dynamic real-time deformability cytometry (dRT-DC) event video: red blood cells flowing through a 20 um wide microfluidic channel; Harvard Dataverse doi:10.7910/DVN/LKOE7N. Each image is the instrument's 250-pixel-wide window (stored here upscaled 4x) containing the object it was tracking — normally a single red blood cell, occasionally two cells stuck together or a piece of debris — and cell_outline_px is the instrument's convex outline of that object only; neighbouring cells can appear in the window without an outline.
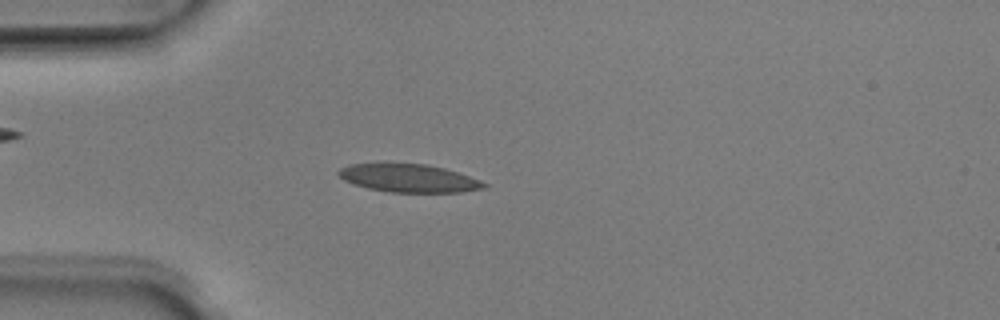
{"species": "Egyptian fruit bat (a non-hibernating species)", "species_latin": "Rousettus aegyptiacus", "temperature_condition": "room temperature", "stored_images_in_passage": 49, "camera_frame_rate_fps": 3000, "um_per_image_px": 0.085, "animal": {"sex": "male"}, "frame": {"image": 1, "passage_image": 13, "time_ms": 4.0, "image_size_px": [1000, 320], "cell_outline_px": [[488, 188], [460, 192], [392, 192], [368, 188], [352, 184], [344, 180], [336, 172], [340, 168], [348, 164], [424, 164], [444, 168], [480, 180], [488, 184]], "centroid_in_image_um": [34.75, 15.15], "position_along_channel_um": 50.2, "area_um2": 23.58}}
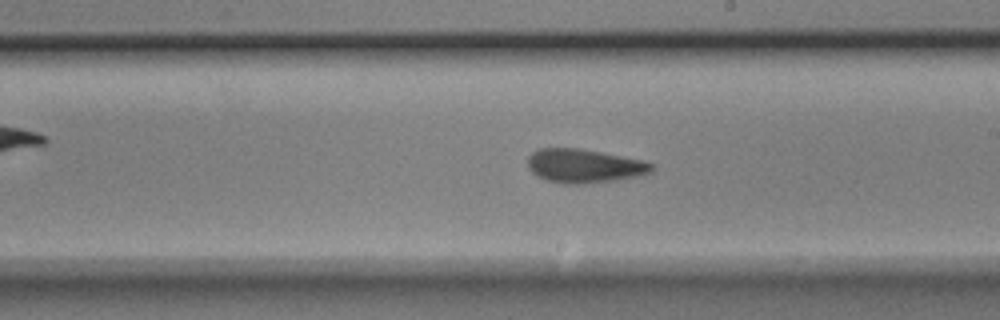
{"frame": {"image": 2, "passage_image": 28, "time_ms": 9.0, "image_size_px": [1000, 320], "cell_outline_px": [[656, 168], [652, 172], [644, 176], [616, 180], [584, 184], [564, 184], [544, 180], [532, 172], [528, 168], [528, 156], [532, 152], [540, 148], [576, 148], [600, 152], [644, 160], [656, 164]], "centroid_in_image_um": [49.72, 14.12], "position_along_channel_um": 239.3, "area_um2": 24.85}}
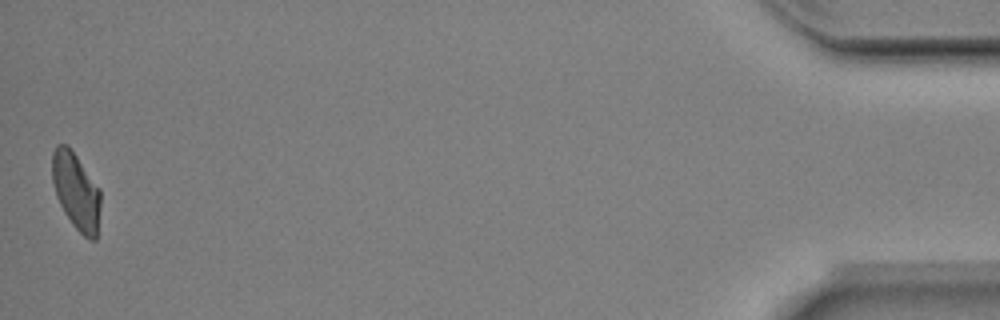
{"frame": {"image": 3, "passage_image": 49, "time_ms": 16.0, "image_size_px": [1000, 320], "cell_outline_px": [[100, 208], [96, 240], [92, 240], [84, 236], [72, 224], [64, 212], [56, 196], [52, 180], [52, 152], [56, 144], [64, 144], [76, 156], [100, 188]], "centroid_in_image_um": [6.46, 16.26], "position_along_channel_um": 428.7, "area_um2": 21.5}, "authors_computed_cell_mechanics": {"area_um2": 23.6402, "velocity_mm_per_s": 4.0269, "shape_relaxation_time_tau1_ms": 4.21, "shape_relaxation_time_tau2_ms": 3.6605, "deformation_change_tau1": 0.1338, "deformation_change_tau2": 0.1007}}